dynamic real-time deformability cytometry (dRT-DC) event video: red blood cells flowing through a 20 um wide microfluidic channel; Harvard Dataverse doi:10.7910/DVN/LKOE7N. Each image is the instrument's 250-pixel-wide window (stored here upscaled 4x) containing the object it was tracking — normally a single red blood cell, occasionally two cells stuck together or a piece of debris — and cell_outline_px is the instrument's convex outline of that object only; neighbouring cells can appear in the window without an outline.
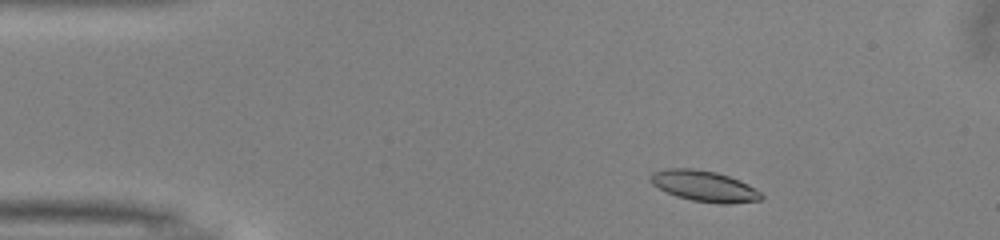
{"species": "common noctule bat (a hibernating species)", "species_latin": "Nyctalus noctula", "temperature_condition": "warm", "stored_images_in_passage": 44, "camera_frame_rate_fps": 3000, "um_per_image_px": 0.085, "animal": {"sex": "male", "body_mass_g": 13.0, "forearm_length_mm": 53.1}, "frame": {"image": 1, "passage_image": 1, "time_ms": 0.0, "image_size_px": [1000, 240], "cell_outline_px": [[764, 196], [760, 200], [728, 204], [720, 204], [692, 200], [676, 196], [652, 184], [648, 180], [648, 176], [652, 172], [668, 168], [692, 168], [716, 172], [740, 180], [748, 184], [760, 192]], "centroid_in_image_um": [59.84, 15.81], "position_along_channel_um": 25.2, "area_um2": 19.94}}
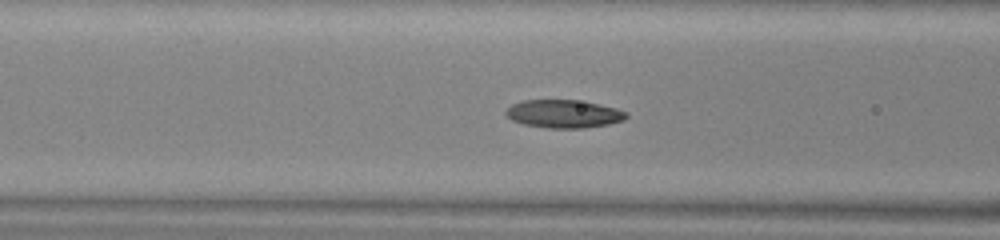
{"frame": {"image": 2, "passage_image": 13, "time_ms": 4.0, "image_size_px": [1000, 240], "cell_outline_px": [[628, 116], [624, 120], [608, 124], [584, 128], [548, 128], [524, 124], [512, 120], [504, 112], [512, 104], [524, 100], [576, 100], [600, 104], [616, 108], [628, 112]], "centroid_in_image_um": [47.94, 9.67], "position_along_channel_um": 118.7, "area_um2": 19.65}}
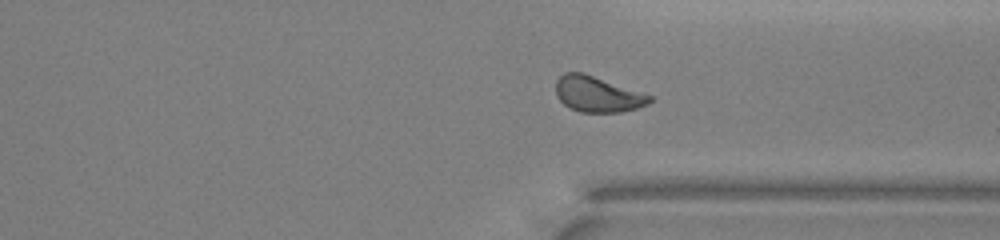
{"frame": {"image": 3, "passage_image": 31, "time_ms": 10.0, "image_size_px": [1000, 240], "cell_outline_px": [[652, 100], [648, 104], [636, 108], [620, 112], [580, 112], [568, 108], [556, 96], [556, 80], [564, 72], [584, 72], [644, 92], [652, 96]], "centroid_in_image_um": [50.79, 7.99], "position_along_channel_um": 360.6, "area_um2": 19.83}, "authors_computed_cell_mechanics": {"area_um2": 19.6809, "velocity_mm_per_s": 4.0287, "shape_relaxation_time_tau1_ms": 4.2171, "shape_relaxation_time_tau2_ms": 1.7652, "deformation_change_tau1": 0.1436, "deformation_change_tau2": 0.0804}}